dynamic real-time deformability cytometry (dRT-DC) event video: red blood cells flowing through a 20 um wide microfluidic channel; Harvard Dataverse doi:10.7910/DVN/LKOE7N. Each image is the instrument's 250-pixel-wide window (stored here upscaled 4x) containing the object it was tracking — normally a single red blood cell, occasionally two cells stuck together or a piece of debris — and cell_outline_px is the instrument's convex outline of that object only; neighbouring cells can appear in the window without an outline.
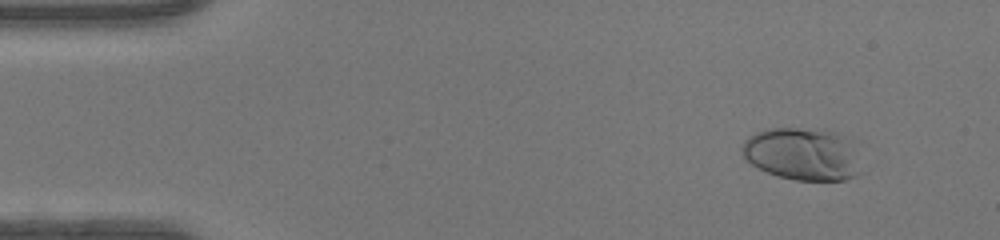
{"species": "human", "species_latin": "Homo sapiens", "temperature_condition": "warm", "stored_images_in_passage": 44, "camera_frame_rate_fps": 3000, "um_per_image_px": 0.085, "donor": {"sex": "female"}, "frame": {"image": 1, "passage_image": 1, "time_ms": 0.0, "image_size_px": [1000, 240], "cell_outline_px": [[864, 172], [856, 176], [844, 180], [796, 180], [780, 176], [768, 172], [752, 164], [744, 156], [740, 148], [744, 140], [748, 136], [756, 132], [768, 128], [796, 128], [836, 132], [844, 136]], "centroid_in_image_um": [68.17, 13.1], "position_along_channel_um": 16.8, "area_um2": 36.01}}
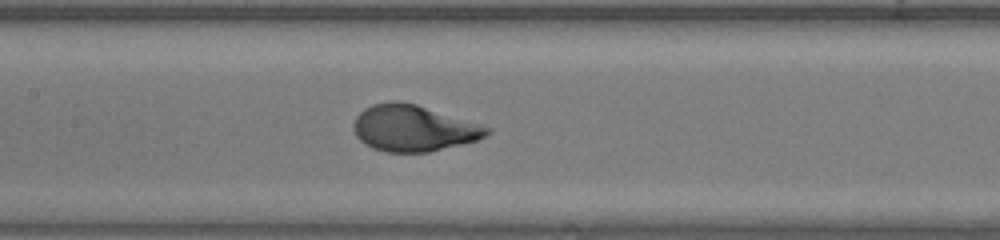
{"frame": {"image": 2, "passage_image": 19, "time_ms": 6.0, "image_size_px": [1000, 240], "cell_outline_px": [[492, 132], [476, 140], [428, 152], [384, 152], [372, 148], [360, 140], [356, 136], [352, 128], [352, 124], [356, 116], [364, 108], [372, 104], [392, 100], [400, 100], [416, 104], [492, 128]], "centroid_in_image_um": [35.09, 10.88], "position_along_channel_um": 172.3, "area_um2": 35.89}}
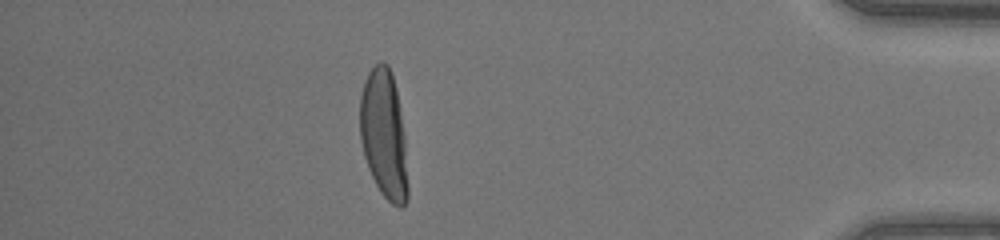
{"frame": {"image": 3, "passage_image": 38, "time_ms": 12.333, "image_size_px": [1000, 240], "cell_outline_px": [[408, 200], [400, 208], [392, 204], [380, 192], [368, 168], [364, 156], [360, 140], [360, 96], [364, 80], [368, 72], [380, 60], [384, 60], [388, 64], [392, 72], [400, 108], [404, 132], [408, 184]], "centroid_in_image_um": [32.63, 11.4], "position_along_channel_um": 402.6, "area_um2": 36.24}, "authors_computed_cell_mechanics": {"area_um2": 35.4603, "velocity_mm_per_s": 4.3855, "shape_relaxation_time_tau1_ms": 3.2965, "shape_relaxation_time_tau2_ms": null, "deformation_change_tau1": 0.2417, "deformation_change_tau2": null}}